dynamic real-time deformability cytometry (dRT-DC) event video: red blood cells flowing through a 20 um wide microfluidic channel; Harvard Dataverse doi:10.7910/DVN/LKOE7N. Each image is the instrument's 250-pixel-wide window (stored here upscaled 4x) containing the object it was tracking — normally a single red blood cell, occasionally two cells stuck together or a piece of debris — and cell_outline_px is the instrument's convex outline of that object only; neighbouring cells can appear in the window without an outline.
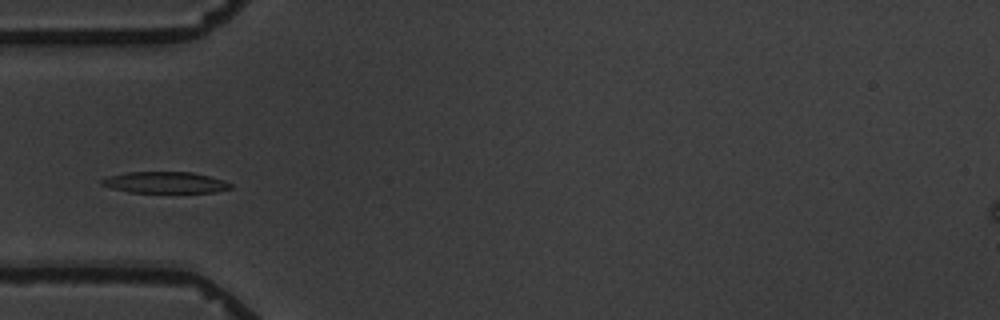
{"species": "common noctule bat (a hibernating species)", "species_latin": "Nyctalus noctula", "temperature_condition": "warm", "stored_images_in_passage": 9, "camera_frame_rate_fps": 3000, "um_per_image_px": 0.085, "animal": {"sex": "male", "body_mass_g": 19.5, "forearm_length_mm": 54.6}, "frame": {"image": 1, "passage_image": 7, "time_ms": 7.333, "image_size_px": [1000, 320], "cell_outline_px": [[232, 188], [216, 192], [128, 192], [112, 188], [100, 184], [100, 180], [108, 176], [124, 172], [192, 172], [224, 180], [232, 184]], "centroid_in_image_um": [14.02, 15.5], "position_along_channel_um": 71.0, "area_um2": 16.01}}
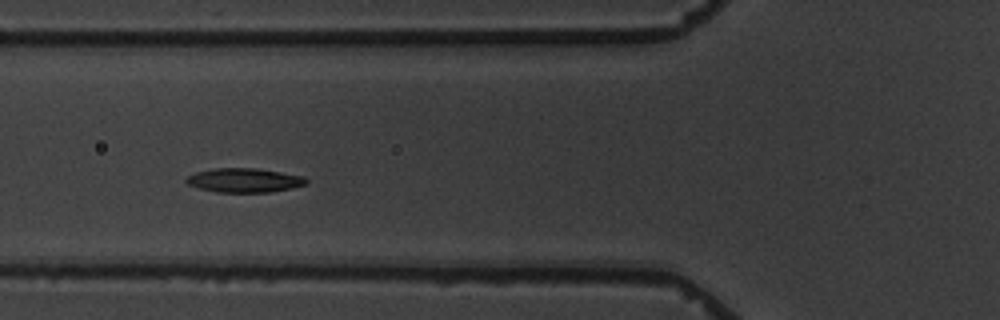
{"frame": {"image": 2, "passage_image": 8, "time_ms": 8.333, "image_size_px": [1000, 320], "cell_outline_px": [[308, 184], [292, 188], [272, 192], [216, 192], [200, 188], [188, 184], [184, 180], [188, 176], [196, 172], [212, 168], [256, 168], [304, 176], [308, 180]], "centroid_in_image_um": [20.79, 15.32], "position_along_channel_um": 105.0, "area_um2": 16.94}}
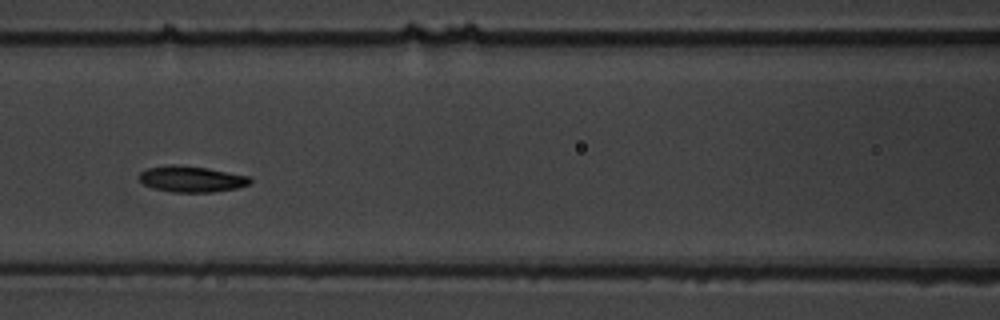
{"frame": {"image": 3, "passage_image": 9, "time_ms": 9.667, "image_size_px": [1000, 320], "cell_outline_px": [[252, 180], [248, 184], [236, 188], [212, 192], [172, 192], [152, 188], [144, 184], [140, 180], [140, 172], [148, 168], [168, 164], [176, 164], [208, 168], [248, 176]], "centroid_in_image_um": [16.24, 15.21], "position_along_channel_um": 150.4, "area_um2": 16.76}}